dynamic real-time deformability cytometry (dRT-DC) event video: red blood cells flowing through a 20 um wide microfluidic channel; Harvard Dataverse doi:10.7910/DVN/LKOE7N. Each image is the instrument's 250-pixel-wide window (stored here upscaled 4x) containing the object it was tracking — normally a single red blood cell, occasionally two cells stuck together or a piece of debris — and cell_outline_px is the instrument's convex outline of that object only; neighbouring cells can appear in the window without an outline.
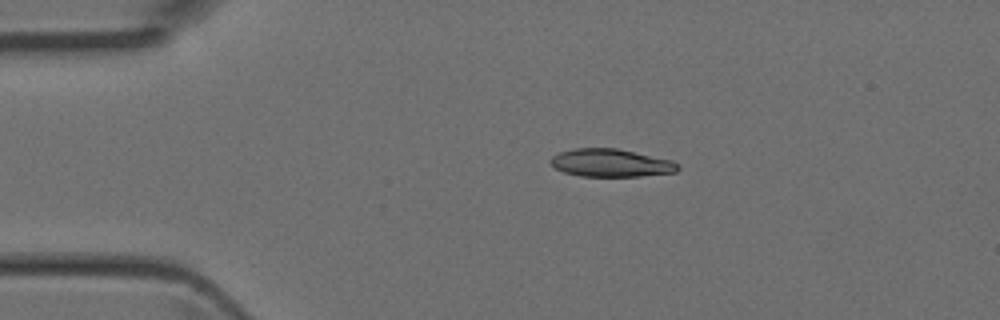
{"species": "Egyptian fruit bat (a non-hibernating species)", "species_latin": "Rousettus aegyptiacus", "temperature_condition": "room temperature", "stored_images_in_passage": 3, "camera_frame_rate_fps": 3000, "um_per_image_px": 0.085, "animal": {"sex": "female"}, "frame": {"image": 1, "passage_image": 2, "time_ms": 0.333, "image_size_px": [1000, 320], "cell_outline_px": [[680, 168], [676, 172], [640, 176], [580, 176], [564, 172], [556, 168], [548, 160], [552, 156], [560, 152], [576, 148], [616, 148], [672, 160], [680, 164]], "centroid_in_image_um": [51.94, 13.85], "position_along_channel_um": 33.1, "area_um2": 20.63}}